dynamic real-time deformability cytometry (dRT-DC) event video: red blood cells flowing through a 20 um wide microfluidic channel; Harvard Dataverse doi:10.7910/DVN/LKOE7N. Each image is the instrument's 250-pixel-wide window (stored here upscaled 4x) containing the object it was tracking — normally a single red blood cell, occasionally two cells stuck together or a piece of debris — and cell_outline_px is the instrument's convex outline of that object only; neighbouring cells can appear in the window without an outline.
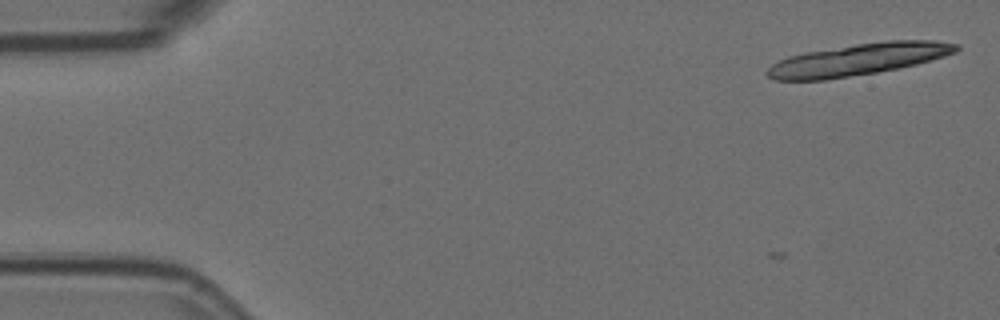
{"species": "Egyptian fruit bat (a non-hibernating species)", "species_latin": "Rousettus aegyptiacus", "temperature_condition": "room temperature", "stored_images_in_passage": 9, "camera_frame_rate_fps": 3000, "um_per_image_px": 0.085, "animal": {"sex": "female"}, "frame": {"image": 1, "passage_image": 9, "time_ms": 2.667, "image_size_px": [1000, 320], "cell_outline_px": [[960, 48], [956, 52], [944, 56], [916, 64], [876, 72], [824, 80], [776, 80], [768, 76], [764, 72], [772, 64], [788, 56], [808, 52], [856, 44], [888, 40], [936, 40], [960, 44]], "centroid_in_image_um": [72.98, 5.05], "position_along_channel_um": 12.0, "area_um2": 34.68}}